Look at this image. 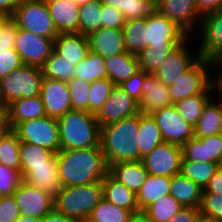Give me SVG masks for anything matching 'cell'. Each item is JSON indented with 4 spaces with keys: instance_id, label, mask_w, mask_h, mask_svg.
<instances>
[{
    "instance_id": "83f0119b",
    "label": "cell",
    "mask_w": 222,
    "mask_h": 222,
    "mask_svg": "<svg viewBox=\"0 0 222 222\" xmlns=\"http://www.w3.org/2000/svg\"><path fill=\"white\" fill-rule=\"evenodd\" d=\"M9 125L13 130L19 123L46 116L40 96L19 98L7 105Z\"/></svg>"
},
{
    "instance_id": "5bb4252c",
    "label": "cell",
    "mask_w": 222,
    "mask_h": 222,
    "mask_svg": "<svg viewBox=\"0 0 222 222\" xmlns=\"http://www.w3.org/2000/svg\"><path fill=\"white\" fill-rule=\"evenodd\" d=\"M191 38V36H188L183 42L178 44L153 74L168 87L200 58L199 52L191 55L192 52L189 51V43L191 41L189 39Z\"/></svg>"
},
{
    "instance_id": "f1b7e54d",
    "label": "cell",
    "mask_w": 222,
    "mask_h": 222,
    "mask_svg": "<svg viewBox=\"0 0 222 222\" xmlns=\"http://www.w3.org/2000/svg\"><path fill=\"white\" fill-rule=\"evenodd\" d=\"M170 195L183 207L199 208L203 189L181 173L171 177Z\"/></svg>"
},
{
    "instance_id": "ba28073f",
    "label": "cell",
    "mask_w": 222,
    "mask_h": 222,
    "mask_svg": "<svg viewBox=\"0 0 222 222\" xmlns=\"http://www.w3.org/2000/svg\"><path fill=\"white\" fill-rule=\"evenodd\" d=\"M188 36L175 22L155 9L146 18L145 48L151 50L174 49Z\"/></svg>"
},
{
    "instance_id": "9c48e42d",
    "label": "cell",
    "mask_w": 222,
    "mask_h": 222,
    "mask_svg": "<svg viewBox=\"0 0 222 222\" xmlns=\"http://www.w3.org/2000/svg\"><path fill=\"white\" fill-rule=\"evenodd\" d=\"M13 131L20 141L49 149L60 150L59 124L56 118L44 116L19 123Z\"/></svg>"
},
{
    "instance_id": "f35d334b",
    "label": "cell",
    "mask_w": 222,
    "mask_h": 222,
    "mask_svg": "<svg viewBox=\"0 0 222 222\" xmlns=\"http://www.w3.org/2000/svg\"><path fill=\"white\" fill-rule=\"evenodd\" d=\"M182 207L172 195H166L148 205L143 212L152 222H166L174 217Z\"/></svg>"
},
{
    "instance_id": "2644e50d",
    "label": "cell",
    "mask_w": 222,
    "mask_h": 222,
    "mask_svg": "<svg viewBox=\"0 0 222 222\" xmlns=\"http://www.w3.org/2000/svg\"><path fill=\"white\" fill-rule=\"evenodd\" d=\"M103 4H108L115 6L116 3H118V0H100Z\"/></svg>"
},
{
    "instance_id": "681fc988",
    "label": "cell",
    "mask_w": 222,
    "mask_h": 222,
    "mask_svg": "<svg viewBox=\"0 0 222 222\" xmlns=\"http://www.w3.org/2000/svg\"><path fill=\"white\" fill-rule=\"evenodd\" d=\"M23 65L20 55L15 49H0V79Z\"/></svg>"
},
{
    "instance_id": "7c38bea8",
    "label": "cell",
    "mask_w": 222,
    "mask_h": 222,
    "mask_svg": "<svg viewBox=\"0 0 222 222\" xmlns=\"http://www.w3.org/2000/svg\"><path fill=\"white\" fill-rule=\"evenodd\" d=\"M14 49L24 65L41 68L54 49V39L18 28Z\"/></svg>"
},
{
    "instance_id": "4fadbf2b",
    "label": "cell",
    "mask_w": 222,
    "mask_h": 222,
    "mask_svg": "<svg viewBox=\"0 0 222 222\" xmlns=\"http://www.w3.org/2000/svg\"><path fill=\"white\" fill-rule=\"evenodd\" d=\"M20 173L24 183L41 189L52 198H55L63 187L58 174L57 154L48 160L47 164L20 165Z\"/></svg>"
},
{
    "instance_id": "4dcf8cb0",
    "label": "cell",
    "mask_w": 222,
    "mask_h": 222,
    "mask_svg": "<svg viewBox=\"0 0 222 222\" xmlns=\"http://www.w3.org/2000/svg\"><path fill=\"white\" fill-rule=\"evenodd\" d=\"M135 136L139 143V160L164 143L161 131L150 114L139 113V131Z\"/></svg>"
},
{
    "instance_id": "9f6ffc18",
    "label": "cell",
    "mask_w": 222,
    "mask_h": 222,
    "mask_svg": "<svg viewBox=\"0 0 222 222\" xmlns=\"http://www.w3.org/2000/svg\"><path fill=\"white\" fill-rule=\"evenodd\" d=\"M200 211L195 207H182V209L166 222H196Z\"/></svg>"
},
{
    "instance_id": "2e32d148",
    "label": "cell",
    "mask_w": 222,
    "mask_h": 222,
    "mask_svg": "<svg viewBox=\"0 0 222 222\" xmlns=\"http://www.w3.org/2000/svg\"><path fill=\"white\" fill-rule=\"evenodd\" d=\"M200 26L202 37L197 50L200 57L215 63L222 60V9L202 14Z\"/></svg>"
},
{
    "instance_id": "7bdbcfd3",
    "label": "cell",
    "mask_w": 222,
    "mask_h": 222,
    "mask_svg": "<svg viewBox=\"0 0 222 222\" xmlns=\"http://www.w3.org/2000/svg\"><path fill=\"white\" fill-rule=\"evenodd\" d=\"M55 154V152L49 149L20 141V165L47 164V161L50 160Z\"/></svg>"
},
{
    "instance_id": "8992f818",
    "label": "cell",
    "mask_w": 222,
    "mask_h": 222,
    "mask_svg": "<svg viewBox=\"0 0 222 222\" xmlns=\"http://www.w3.org/2000/svg\"><path fill=\"white\" fill-rule=\"evenodd\" d=\"M43 78L42 69L30 65H23L1 78L0 94L4 105L19 98L39 96Z\"/></svg>"
},
{
    "instance_id": "d590c367",
    "label": "cell",
    "mask_w": 222,
    "mask_h": 222,
    "mask_svg": "<svg viewBox=\"0 0 222 222\" xmlns=\"http://www.w3.org/2000/svg\"><path fill=\"white\" fill-rule=\"evenodd\" d=\"M215 94H195L184 98L174 104L179 115L193 127L201 117L202 111L207 102Z\"/></svg>"
},
{
    "instance_id": "f546056e",
    "label": "cell",
    "mask_w": 222,
    "mask_h": 222,
    "mask_svg": "<svg viewBox=\"0 0 222 222\" xmlns=\"http://www.w3.org/2000/svg\"><path fill=\"white\" fill-rule=\"evenodd\" d=\"M170 184L171 177L148 174L140 190L136 193L139 210L143 211L162 196L170 195Z\"/></svg>"
},
{
    "instance_id": "7402d4cb",
    "label": "cell",
    "mask_w": 222,
    "mask_h": 222,
    "mask_svg": "<svg viewBox=\"0 0 222 222\" xmlns=\"http://www.w3.org/2000/svg\"><path fill=\"white\" fill-rule=\"evenodd\" d=\"M89 51L101 57H111L126 52L122 29L101 28L87 36Z\"/></svg>"
},
{
    "instance_id": "ee69618b",
    "label": "cell",
    "mask_w": 222,
    "mask_h": 222,
    "mask_svg": "<svg viewBox=\"0 0 222 222\" xmlns=\"http://www.w3.org/2000/svg\"><path fill=\"white\" fill-rule=\"evenodd\" d=\"M67 87L70 91L71 110L88 112V95L90 83L74 77L67 81Z\"/></svg>"
},
{
    "instance_id": "cb8c5ba5",
    "label": "cell",
    "mask_w": 222,
    "mask_h": 222,
    "mask_svg": "<svg viewBox=\"0 0 222 222\" xmlns=\"http://www.w3.org/2000/svg\"><path fill=\"white\" fill-rule=\"evenodd\" d=\"M107 78L115 85H120L130 79L140 70L138 56L123 52L104 58Z\"/></svg>"
},
{
    "instance_id": "4316f807",
    "label": "cell",
    "mask_w": 222,
    "mask_h": 222,
    "mask_svg": "<svg viewBox=\"0 0 222 222\" xmlns=\"http://www.w3.org/2000/svg\"><path fill=\"white\" fill-rule=\"evenodd\" d=\"M108 173L135 193L140 190L148 175L141 160L112 164Z\"/></svg>"
},
{
    "instance_id": "1f68e13d",
    "label": "cell",
    "mask_w": 222,
    "mask_h": 222,
    "mask_svg": "<svg viewBox=\"0 0 222 222\" xmlns=\"http://www.w3.org/2000/svg\"><path fill=\"white\" fill-rule=\"evenodd\" d=\"M75 69V77L88 83L107 78L104 58L92 51H88L87 56L75 65Z\"/></svg>"
},
{
    "instance_id": "94428289",
    "label": "cell",
    "mask_w": 222,
    "mask_h": 222,
    "mask_svg": "<svg viewBox=\"0 0 222 222\" xmlns=\"http://www.w3.org/2000/svg\"><path fill=\"white\" fill-rule=\"evenodd\" d=\"M22 0H0V15L12 16Z\"/></svg>"
},
{
    "instance_id": "d6986e66",
    "label": "cell",
    "mask_w": 222,
    "mask_h": 222,
    "mask_svg": "<svg viewBox=\"0 0 222 222\" xmlns=\"http://www.w3.org/2000/svg\"><path fill=\"white\" fill-rule=\"evenodd\" d=\"M70 94L67 81L44 77L39 96L43 102L46 116L58 119L70 111Z\"/></svg>"
},
{
    "instance_id": "a7ac6f4b",
    "label": "cell",
    "mask_w": 222,
    "mask_h": 222,
    "mask_svg": "<svg viewBox=\"0 0 222 222\" xmlns=\"http://www.w3.org/2000/svg\"><path fill=\"white\" fill-rule=\"evenodd\" d=\"M11 19L10 16L0 15V32L2 31L3 26Z\"/></svg>"
},
{
    "instance_id": "3957f363",
    "label": "cell",
    "mask_w": 222,
    "mask_h": 222,
    "mask_svg": "<svg viewBox=\"0 0 222 222\" xmlns=\"http://www.w3.org/2000/svg\"><path fill=\"white\" fill-rule=\"evenodd\" d=\"M57 120L60 149H85L100 146L101 126L94 114L70 110Z\"/></svg>"
},
{
    "instance_id": "ac0fdd59",
    "label": "cell",
    "mask_w": 222,
    "mask_h": 222,
    "mask_svg": "<svg viewBox=\"0 0 222 222\" xmlns=\"http://www.w3.org/2000/svg\"><path fill=\"white\" fill-rule=\"evenodd\" d=\"M21 216L41 219L54 209V198L39 188L22 182L13 194Z\"/></svg>"
},
{
    "instance_id": "ffe728a7",
    "label": "cell",
    "mask_w": 222,
    "mask_h": 222,
    "mask_svg": "<svg viewBox=\"0 0 222 222\" xmlns=\"http://www.w3.org/2000/svg\"><path fill=\"white\" fill-rule=\"evenodd\" d=\"M143 95L138 102V110L141 114H151L156 110L172 105L169 95V87L163 84L157 77L150 74L142 86Z\"/></svg>"
},
{
    "instance_id": "6da1fadb",
    "label": "cell",
    "mask_w": 222,
    "mask_h": 222,
    "mask_svg": "<svg viewBox=\"0 0 222 222\" xmlns=\"http://www.w3.org/2000/svg\"><path fill=\"white\" fill-rule=\"evenodd\" d=\"M58 174L63 187L101 182L109 167L101 146L85 149H60L57 153Z\"/></svg>"
},
{
    "instance_id": "8d00e7d4",
    "label": "cell",
    "mask_w": 222,
    "mask_h": 222,
    "mask_svg": "<svg viewBox=\"0 0 222 222\" xmlns=\"http://www.w3.org/2000/svg\"><path fill=\"white\" fill-rule=\"evenodd\" d=\"M219 169V164L215 162H192L185 160L182 157L181 160V174L188 179L192 180L202 189L207 185L210 178Z\"/></svg>"
},
{
    "instance_id": "be15d7a7",
    "label": "cell",
    "mask_w": 222,
    "mask_h": 222,
    "mask_svg": "<svg viewBox=\"0 0 222 222\" xmlns=\"http://www.w3.org/2000/svg\"><path fill=\"white\" fill-rule=\"evenodd\" d=\"M219 69V70H217ZM215 70L217 71V77H215L216 89L218 91L217 94L222 97V60L217 61L215 63ZM219 72V73H218Z\"/></svg>"
},
{
    "instance_id": "d4e9b609",
    "label": "cell",
    "mask_w": 222,
    "mask_h": 222,
    "mask_svg": "<svg viewBox=\"0 0 222 222\" xmlns=\"http://www.w3.org/2000/svg\"><path fill=\"white\" fill-rule=\"evenodd\" d=\"M101 183L103 187V198L108 202L129 210L132 213L140 211L136 193L129 190L124 184L118 182L109 173L103 178Z\"/></svg>"
},
{
    "instance_id": "6125c7cd",
    "label": "cell",
    "mask_w": 222,
    "mask_h": 222,
    "mask_svg": "<svg viewBox=\"0 0 222 222\" xmlns=\"http://www.w3.org/2000/svg\"><path fill=\"white\" fill-rule=\"evenodd\" d=\"M11 130L9 125L8 107H0V137L7 134Z\"/></svg>"
},
{
    "instance_id": "9a60e30c",
    "label": "cell",
    "mask_w": 222,
    "mask_h": 222,
    "mask_svg": "<svg viewBox=\"0 0 222 222\" xmlns=\"http://www.w3.org/2000/svg\"><path fill=\"white\" fill-rule=\"evenodd\" d=\"M154 4L158 13L175 22L189 36L196 29L195 26L200 24L202 14L195 0H154Z\"/></svg>"
},
{
    "instance_id": "89a4df30",
    "label": "cell",
    "mask_w": 222,
    "mask_h": 222,
    "mask_svg": "<svg viewBox=\"0 0 222 222\" xmlns=\"http://www.w3.org/2000/svg\"><path fill=\"white\" fill-rule=\"evenodd\" d=\"M70 1L75 2L77 5L81 6L93 0H70Z\"/></svg>"
},
{
    "instance_id": "52a82bcc",
    "label": "cell",
    "mask_w": 222,
    "mask_h": 222,
    "mask_svg": "<svg viewBox=\"0 0 222 222\" xmlns=\"http://www.w3.org/2000/svg\"><path fill=\"white\" fill-rule=\"evenodd\" d=\"M11 19L17 28L36 35L55 39L59 34L45 0H22Z\"/></svg>"
},
{
    "instance_id": "91938a15",
    "label": "cell",
    "mask_w": 222,
    "mask_h": 222,
    "mask_svg": "<svg viewBox=\"0 0 222 222\" xmlns=\"http://www.w3.org/2000/svg\"><path fill=\"white\" fill-rule=\"evenodd\" d=\"M40 220L41 222H82L80 220L58 213L54 209L48 214L44 215Z\"/></svg>"
},
{
    "instance_id": "74e56055",
    "label": "cell",
    "mask_w": 222,
    "mask_h": 222,
    "mask_svg": "<svg viewBox=\"0 0 222 222\" xmlns=\"http://www.w3.org/2000/svg\"><path fill=\"white\" fill-rule=\"evenodd\" d=\"M132 212L103 198L92 210L86 222H129Z\"/></svg>"
},
{
    "instance_id": "680465c9",
    "label": "cell",
    "mask_w": 222,
    "mask_h": 222,
    "mask_svg": "<svg viewBox=\"0 0 222 222\" xmlns=\"http://www.w3.org/2000/svg\"><path fill=\"white\" fill-rule=\"evenodd\" d=\"M201 14L222 9V0H195Z\"/></svg>"
},
{
    "instance_id": "60d3db41",
    "label": "cell",
    "mask_w": 222,
    "mask_h": 222,
    "mask_svg": "<svg viewBox=\"0 0 222 222\" xmlns=\"http://www.w3.org/2000/svg\"><path fill=\"white\" fill-rule=\"evenodd\" d=\"M154 5V0H118L115 7L127 21L147 18L155 9Z\"/></svg>"
},
{
    "instance_id": "5b68a950",
    "label": "cell",
    "mask_w": 222,
    "mask_h": 222,
    "mask_svg": "<svg viewBox=\"0 0 222 222\" xmlns=\"http://www.w3.org/2000/svg\"><path fill=\"white\" fill-rule=\"evenodd\" d=\"M211 71H215V62L200 57L187 71L169 86L168 92L171 97L172 105L195 94L216 93L215 91H217V89L214 78L216 76H211L213 73Z\"/></svg>"
},
{
    "instance_id": "e7e4bbea",
    "label": "cell",
    "mask_w": 222,
    "mask_h": 222,
    "mask_svg": "<svg viewBox=\"0 0 222 222\" xmlns=\"http://www.w3.org/2000/svg\"><path fill=\"white\" fill-rule=\"evenodd\" d=\"M129 222H152V221L143 211H138L132 214Z\"/></svg>"
},
{
    "instance_id": "6f0895ef",
    "label": "cell",
    "mask_w": 222,
    "mask_h": 222,
    "mask_svg": "<svg viewBox=\"0 0 222 222\" xmlns=\"http://www.w3.org/2000/svg\"><path fill=\"white\" fill-rule=\"evenodd\" d=\"M203 193L222 194V171L218 169L203 189Z\"/></svg>"
},
{
    "instance_id": "d6a6232c",
    "label": "cell",
    "mask_w": 222,
    "mask_h": 222,
    "mask_svg": "<svg viewBox=\"0 0 222 222\" xmlns=\"http://www.w3.org/2000/svg\"><path fill=\"white\" fill-rule=\"evenodd\" d=\"M41 69L43 77L61 81L71 80L75 77L76 71L75 65L59 55L54 49Z\"/></svg>"
},
{
    "instance_id": "816d5d0a",
    "label": "cell",
    "mask_w": 222,
    "mask_h": 222,
    "mask_svg": "<svg viewBox=\"0 0 222 222\" xmlns=\"http://www.w3.org/2000/svg\"><path fill=\"white\" fill-rule=\"evenodd\" d=\"M102 28L122 29L125 24L123 14L115 6L102 3Z\"/></svg>"
},
{
    "instance_id": "8fae6325",
    "label": "cell",
    "mask_w": 222,
    "mask_h": 222,
    "mask_svg": "<svg viewBox=\"0 0 222 222\" xmlns=\"http://www.w3.org/2000/svg\"><path fill=\"white\" fill-rule=\"evenodd\" d=\"M150 115L161 131L164 142L183 146L194 137V127L179 115L174 105L156 110Z\"/></svg>"
},
{
    "instance_id": "e0dca14e",
    "label": "cell",
    "mask_w": 222,
    "mask_h": 222,
    "mask_svg": "<svg viewBox=\"0 0 222 222\" xmlns=\"http://www.w3.org/2000/svg\"><path fill=\"white\" fill-rule=\"evenodd\" d=\"M137 114H139L138 102L130 97L120 85H115L95 117L102 127Z\"/></svg>"
},
{
    "instance_id": "7dc6e473",
    "label": "cell",
    "mask_w": 222,
    "mask_h": 222,
    "mask_svg": "<svg viewBox=\"0 0 222 222\" xmlns=\"http://www.w3.org/2000/svg\"><path fill=\"white\" fill-rule=\"evenodd\" d=\"M22 182L20 171L0 164V196H12Z\"/></svg>"
},
{
    "instance_id": "db71d44e",
    "label": "cell",
    "mask_w": 222,
    "mask_h": 222,
    "mask_svg": "<svg viewBox=\"0 0 222 222\" xmlns=\"http://www.w3.org/2000/svg\"><path fill=\"white\" fill-rule=\"evenodd\" d=\"M17 30V25L12 19L3 26L2 31L0 32V49L15 48Z\"/></svg>"
},
{
    "instance_id": "f6af8a7d",
    "label": "cell",
    "mask_w": 222,
    "mask_h": 222,
    "mask_svg": "<svg viewBox=\"0 0 222 222\" xmlns=\"http://www.w3.org/2000/svg\"><path fill=\"white\" fill-rule=\"evenodd\" d=\"M172 51L173 49H143L138 55L140 69L147 74H154Z\"/></svg>"
},
{
    "instance_id": "603a6c76",
    "label": "cell",
    "mask_w": 222,
    "mask_h": 222,
    "mask_svg": "<svg viewBox=\"0 0 222 222\" xmlns=\"http://www.w3.org/2000/svg\"><path fill=\"white\" fill-rule=\"evenodd\" d=\"M54 50L77 65L87 56L89 51L87 36L80 33H59L54 39Z\"/></svg>"
},
{
    "instance_id": "b9f144b4",
    "label": "cell",
    "mask_w": 222,
    "mask_h": 222,
    "mask_svg": "<svg viewBox=\"0 0 222 222\" xmlns=\"http://www.w3.org/2000/svg\"><path fill=\"white\" fill-rule=\"evenodd\" d=\"M115 84L108 78L98 79L90 83L88 95V113L96 115L110 96Z\"/></svg>"
},
{
    "instance_id": "bcb514c9",
    "label": "cell",
    "mask_w": 222,
    "mask_h": 222,
    "mask_svg": "<svg viewBox=\"0 0 222 222\" xmlns=\"http://www.w3.org/2000/svg\"><path fill=\"white\" fill-rule=\"evenodd\" d=\"M182 157L192 162H214L208 158L207 142L195 136L182 146Z\"/></svg>"
},
{
    "instance_id": "7a4b0ae2",
    "label": "cell",
    "mask_w": 222,
    "mask_h": 222,
    "mask_svg": "<svg viewBox=\"0 0 222 222\" xmlns=\"http://www.w3.org/2000/svg\"><path fill=\"white\" fill-rule=\"evenodd\" d=\"M139 114L101 127L100 146L108 167L139 160Z\"/></svg>"
},
{
    "instance_id": "f907efd6",
    "label": "cell",
    "mask_w": 222,
    "mask_h": 222,
    "mask_svg": "<svg viewBox=\"0 0 222 222\" xmlns=\"http://www.w3.org/2000/svg\"><path fill=\"white\" fill-rule=\"evenodd\" d=\"M150 74H147L142 69H140L137 73H135L130 79L124 81L120 84V87L134 100L139 102L143 95L142 86L144 84L145 79Z\"/></svg>"
},
{
    "instance_id": "44dd1931",
    "label": "cell",
    "mask_w": 222,
    "mask_h": 222,
    "mask_svg": "<svg viewBox=\"0 0 222 222\" xmlns=\"http://www.w3.org/2000/svg\"><path fill=\"white\" fill-rule=\"evenodd\" d=\"M58 33H79V8L70 0H45Z\"/></svg>"
},
{
    "instance_id": "003e7915",
    "label": "cell",
    "mask_w": 222,
    "mask_h": 222,
    "mask_svg": "<svg viewBox=\"0 0 222 222\" xmlns=\"http://www.w3.org/2000/svg\"><path fill=\"white\" fill-rule=\"evenodd\" d=\"M16 222H41V220L30 216L20 215L19 219Z\"/></svg>"
},
{
    "instance_id": "11a10c76",
    "label": "cell",
    "mask_w": 222,
    "mask_h": 222,
    "mask_svg": "<svg viewBox=\"0 0 222 222\" xmlns=\"http://www.w3.org/2000/svg\"><path fill=\"white\" fill-rule=\"evenodd\" d=\"M201 139L203 142H207L208 158L220 164L222 161V134H214Z\"/></svg>"
},
{
    "instance_id": "484cf974",
    "label": "cell",
    "mask_w": 222,
    "mask_h": 222,
    "mask_svg": "<svg viewBox=\"0 0 222 222\" xmlns=\"http://www.w3.org/2000/svg\"><path fill=\"white\" fill-rule=\"evenodd\" d=\"M212 97L205 105L201 117L194 126V136L204 138L214 134H222V97Z\"/></svg>"
},
{
    "instance_id": "ab89813d",
    "label": "cell",
    "mask_w": 222,
    "mask_h": 222,
    "mask_svg": "<svg viewBox=\"0 0 222 222\" xmlns=\"http://www.w3.org/2000/svg\"><path fill=\"white\" fill-rule=\"evenodd\" d=\"M19 145L18 135L12 129L7 134L1 136L0 164L20 171Z\"/></svg>"
},
{
    "instance_id": "c3c4849f",
    "label": "cell",
    "mask_w": 222,
    "mask_h": 222,
    "mask_svg": "<svg viewBox=\"0 0 222 222\" xmlns=\"http://www.w3.org/2000/svg\"><path fill=\"white\" fill-rule=\"evenodd\" d=\"M199 211L222 221V194L203 193Z\"/></svg>"
},
{
    "instance_id": "836d02e7",
    "label": "cell",
    "mask_w": 222,
    "mask_h": 222,
    "mask_svg": "<svg viewBox=\"0 0 222 222\" xmlns=\"http://www.w3.org/2000/svg\"><path fill=\"white\" fill-rule=\"evenodd\" d=\"M145 28L146 18L125 21L122 30L127 53L138 56L145 49Z\"/></svg>"
},
{
    "instance_id": "f5cc1de1",
    "label": "cell",
    "mask_w": 222,
    "mask_h": 222,
    "mask_svg": "<svg viewBox=\"0 0 222 222\" xmlns=\"http://www.w3.org/2000/svg\"><path fill=\"white\" fill-rule=\"evenodd\" d=\"M20 211L14 196H0V222H16Z\"/></svg>"
},
{
    "instance_id": "277c9868",
    "label": "cell",
    "mask_w": 222,
    "mask_h": 222,
    "mask_svg": "<svg viewBox=\"0 0 222 222\" xmlns=\"http://www.w3.org/2000/svg\"><path fill=\"white\" fill-rule=\"evenodd\" d=\"M102 199L101 182L62 187L54 198V210L67 217L86 222L92 210Z\"/></svg>"
},
{
    "instance_id": "03108f58",
    "label": "cell",
    "mask_w": 222,
    "mask_h": 222,
    "mask_svg": "<svg viewBox=\"0 0 222 222\" xmlns=\"http://www.w3.org/2000/svg\"><path fill=\"white\" fill-rule=\"evenodd\" d=\"M196 222H222L215 217L199 213Z\"/></svg>"
},
{
    "instance_id": "8c879c8a",
    "label": "cell",
    "mask_w": 222,
    "mask_h": 222,
    "mask_svg": "<svg viewBox=\"0 0 222 222\" xmlns=\"http://www.w3.org/2000/svg\"><path fill=\"white\" fill-rule=\"evenodd\" d=\"M4 106V103L2 101V98H1V94H0V107Z\"/></svg>"
},
{
    "instance_id": "e575fe53",
    "label": "cell",
    "mask_w": 222,
    "mask_h": 222,
    "mask_svg": "<svg viewBox=\"0 0 222 222\" xmlns=\"http://www.w3.org/2000/svg\"><path fill=\"white\" fill-rule=\"evenodd\" d=\"M102 2L93 0L79 8V33L88 36L102 28Z\"/></svg>"
},
{
    "instance_id": "30bf717a",
    "label": "cell",
    "mask_w": 222,
    "mask_h": 222,
    "mask_svg": "<svg viewBox=\"0 0 222 222\" xmlns=\"http://www.w3.org/2000/svg\"><path fill=\"white\" fill-rule=\"evenodd\" d=\"M182 146L162 143L141 158L150 175L172 177L181 172Z\"/></svg>"
},
{
    "instance_id": "753ad0ef",
    "label": "cell",
    "mask_w": 222,
    "mask_h": 222,
    "mask_svg": "<svg viewBox=\"0 0 222 222\" xmlns=\"http://www.w3.org/2000/svg\"><path fill=\"white\" fill-rule=\"evenodd\" d=\"M219 169L222 171V161L219 164Z\"/></svg>"
}]
</instances>
